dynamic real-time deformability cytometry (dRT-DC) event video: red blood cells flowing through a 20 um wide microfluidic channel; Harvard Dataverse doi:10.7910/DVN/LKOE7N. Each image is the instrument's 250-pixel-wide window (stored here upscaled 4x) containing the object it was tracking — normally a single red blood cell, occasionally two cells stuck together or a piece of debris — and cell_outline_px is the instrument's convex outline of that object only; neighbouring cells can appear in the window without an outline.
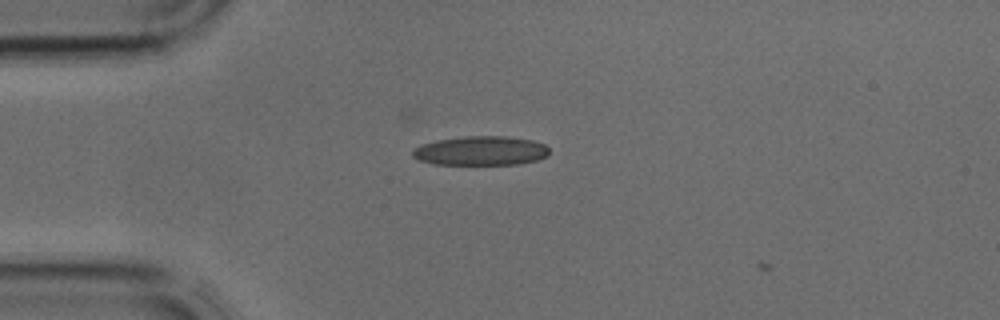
{"species": "common noctule bat (a hibernating species)", "species_latin": "Nyctalus noctula", "temperature_condition": "cold", "stored_images_in_passage": 1, "camera_frame_rate_fps": 3000, "um_per_image_px": 0.085, "animal": {"sex": "male", "body_mass_g": 17.9, "forearm_length_mm": 54.2}, "frame": {"image": 1, "passage_image": 1, "time_ms": 0.0, "image_size_px": [1000, 320], "cell_outline_px": [[548, 156], [536, 160], [516, 164], [432, 164], [420, 160], [412, 156], [412, 148], [420, 144], [436, 140], [464, 136], [504, 136], [532, 140], [544, 144], [548, 148]], "centroid_in_image_um": [40.82, 12.81], "position_along_channel_um": 44.2, "area_um2": 23.29}}